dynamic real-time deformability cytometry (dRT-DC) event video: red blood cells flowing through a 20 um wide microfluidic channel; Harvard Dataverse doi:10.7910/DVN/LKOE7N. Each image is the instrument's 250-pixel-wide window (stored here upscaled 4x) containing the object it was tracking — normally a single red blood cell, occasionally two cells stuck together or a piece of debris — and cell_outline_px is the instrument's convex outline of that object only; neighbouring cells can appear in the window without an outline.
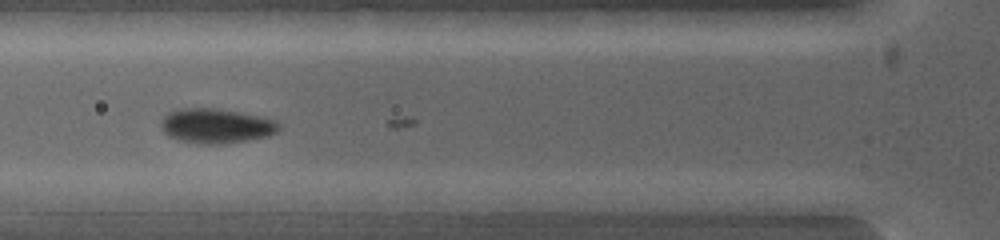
{"species": "common noctule bat (a hibernating species)", "species_latin": "Nyctalus noctula", "temperature_condition": "warm", "stored_images_in_passage": 2, "camera_frame_rate_fps": 5000, "um_per_image_px": 0.085, "animal": {"sex": "female", "body_mass_g": 19.0, "forearm_length_mm": 53.3}, "frame": {"image": 1, "passage_image": 2, "time_ms": 0.2, "image_size_px": [1000, 240], "cell_outline_px": [[788, 212], [780, 216], [772, 216], [652, 208], [632, 200], [636, 192], [700, 192], [788, 200]], "centroid_in_image_um": [60.61, 17.26], "position_along_channel_um": 65.2, "area_um2": 19.07}}